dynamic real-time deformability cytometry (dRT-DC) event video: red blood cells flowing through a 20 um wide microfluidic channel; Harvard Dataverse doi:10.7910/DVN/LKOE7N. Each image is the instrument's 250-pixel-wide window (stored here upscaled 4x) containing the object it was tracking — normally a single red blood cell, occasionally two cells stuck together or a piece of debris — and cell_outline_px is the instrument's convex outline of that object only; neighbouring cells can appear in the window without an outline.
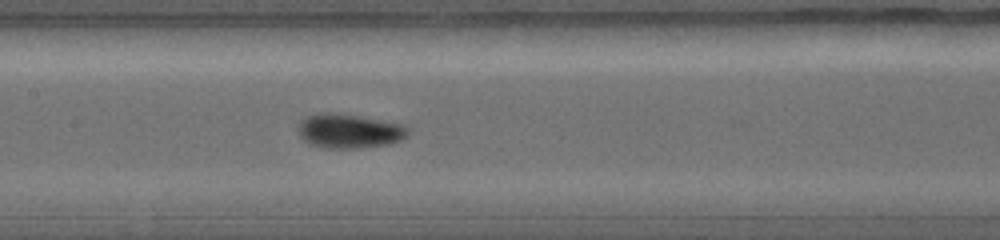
{"species": "common noctule bat (a hibernating species)", "species_latin": "Nyctalus noctula", "temperature_condition": "warm", "stored_images_in_passage": 8, "segment_of_instrument_passage": [1, 2], "camera_frame_rate_fps": 5000, "um_per_image_px": 0.085, "animal": {"sex": "female", "body_mass_g": 19.0, "forearm_length_mm": 56.7}, "frame": {"image": 1, "passage_image": 6, "time_ms": 3.0, "image_size_px": [1000, 240], "cell_outline_px": [[408, 136], [400, 140], [388, 144], [352, 148], [324, 148], [308, 144], [300, 136], [300, 124], [308, 116], [356, 116], [400, 124], [408, 128]], "centroid_in_image_um": [29.74, 11.21], "position_along_channel_um": 177.7, "area_um2": 20.58}}
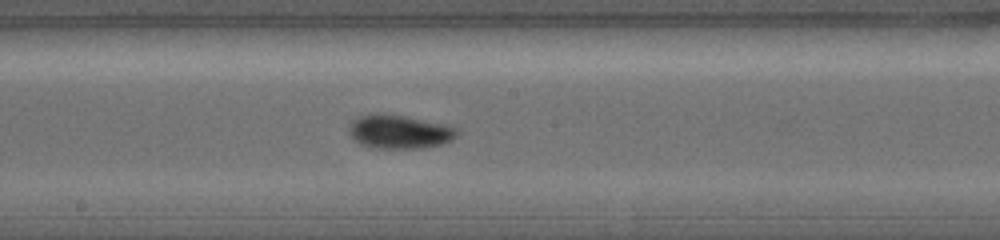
{"frame": {"image": 2, "passage_image": 7, "time_ms": 3.6, "image_size_px": [1000, 240], "cell_outline_px": [[460, 132], [452, 140], [444, 144], [420, 148], [372, 148], [360, 144], [352, 140], [348, 136], [348, 128], [360, 116], [400, 116], [440, 124], [456, 128]], "centroid_in_image_um": [33.94, 11.27], "position_along_channel_um": 214.3, "area_um2": 20.46}}